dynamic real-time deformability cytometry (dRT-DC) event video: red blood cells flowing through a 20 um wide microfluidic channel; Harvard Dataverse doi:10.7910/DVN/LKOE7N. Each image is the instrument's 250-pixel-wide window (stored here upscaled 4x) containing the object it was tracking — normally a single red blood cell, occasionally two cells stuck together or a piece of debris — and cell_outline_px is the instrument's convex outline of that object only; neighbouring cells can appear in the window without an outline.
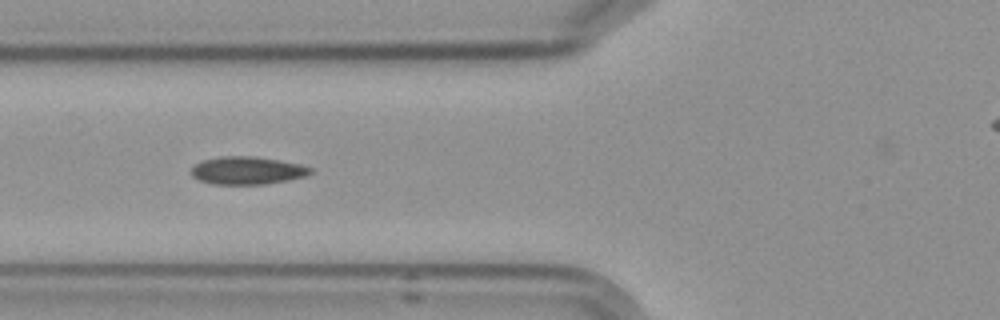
{"species": "Egyptian fruit bat (a non-hibernating species)", "species_latin": "Rousettus aegyptiacus", "temperature_condition": "cold", "stored_images_in_passage": 13, "camera_frame_rate_fps": 3000, "um_per_image_px": 0.085, "frame": {"image": 1, "passage_image": 3, "time_ms": 3.333, "image_size_px": [1000, 320], "cell_outline_px": [[312, 172], [304, 176], [288, 180], [264, 184], [212, 184], [196, 180], [192, 176], [192, 168], [196, 164], [204, 160], [220, 156], [252, 156], [300, 164], [312, 168]], "centroid_in_image_um": [20.98, 14.5], "position_along_channel_um": 104.8, "area_um2": 19.13}}
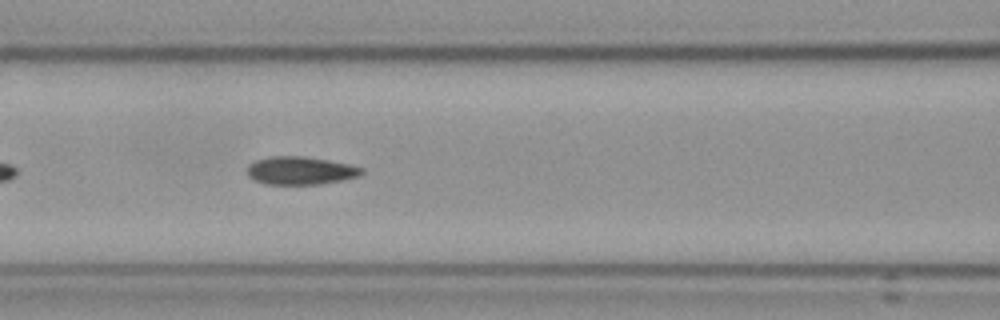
{"frame": {"image": 2, "passage_image": 4, "time_ms": 4.333, "image_size_px": [1000, 320], "cell_outline_px": [[364, 172], [356, 176], [340, 180], [320, 184], [264, 184], [252, 180], [248, 176], [248, 164], [256, 160], [268, 156], [304, 156], [328, 160], [348, 164], [364, 168]], "centroid_in_image_um": [25.48, 14.49], "position_along_channel_um": 141.1, "area_um2": 18.67}, "authors_computed_cell_mechanics": {"area_um2": 19.074, "velocity_mm_per_s": 3.561, "shape_relaxation_time_tau1_ms": 7.7441, "shape_relaxation_time_tau2_ms": null, "deformation_change_tau1": 0.1217, "deformation_change_tau2": null}}